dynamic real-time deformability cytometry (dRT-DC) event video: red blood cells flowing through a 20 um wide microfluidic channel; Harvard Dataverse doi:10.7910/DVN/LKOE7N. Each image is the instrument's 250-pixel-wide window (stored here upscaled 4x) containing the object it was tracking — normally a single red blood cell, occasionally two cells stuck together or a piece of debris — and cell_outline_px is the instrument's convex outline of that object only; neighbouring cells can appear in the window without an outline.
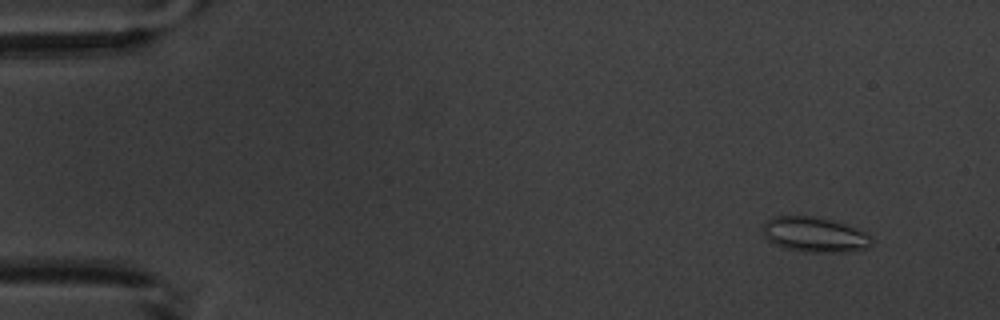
{"species": "common noctule bat (a hibernating species)", "species_latin": "Nyctalus noctula", "temperature_condition": "warm", "stored_images_in_passage": 6, "camera_frame_rate_fps": 3000, "um_per_image_px": 0.085, "animal": {"sex": "male", "body_mass_g": 20.1, "forearm_length_mm": 53.5}, "frame": {"image": 1, "passage_image": 2, "time_ms": 1.333, "image_size_px": [1000, 320], "cell_outline_px": [[872, 244], [864, 248], [848, 252], [804, 252], [788, 248], [776, 244], [768, 240], [764, 236], [764, 224], [772, 216], [816, 216], [832, 220], [868, 232], [872, 236]], "centroid_in_image_um": [69.28, 19.94], "position_along_channel_um": 15.7, "area_um2": 22.2}}
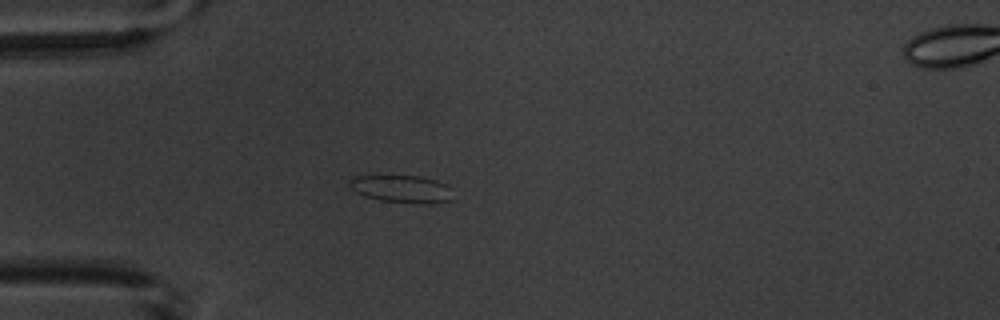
{"frame": {"image": 2, "passage_image": 5, "time_ms": 5.0, "image_size_px": [1000, 320], "cell_outline_px": [[448, 200], [432, 204], [412, 204], [380, 200], [364, 196], [356, 192], [348, 184], [348, 180], [352, 176], [420, 176], [436, 180], [448, 184]], "centroid_in_image_um": [34.08, 16.06], "position_along_channel_um": 50.9, "area_um2": 16.53}}